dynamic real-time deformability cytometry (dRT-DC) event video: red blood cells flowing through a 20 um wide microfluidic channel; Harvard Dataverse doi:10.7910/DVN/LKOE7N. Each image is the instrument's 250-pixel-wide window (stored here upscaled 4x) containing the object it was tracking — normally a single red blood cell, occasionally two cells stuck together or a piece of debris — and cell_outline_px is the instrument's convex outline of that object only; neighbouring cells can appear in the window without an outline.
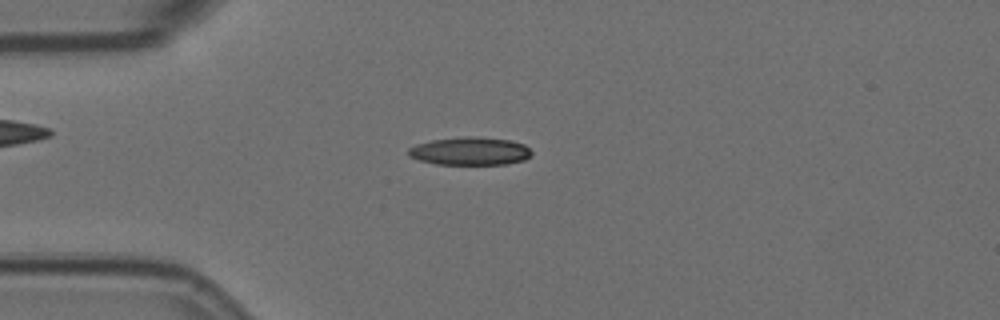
{"species": "Egyptian fruit bat (a non-hibernating species)", "species_latin": "Rousettus aegyptiacus", "temperature_condition": "room temperature", "stored_images_in_passage": 5, "camera_frame_rate_fps": 3000, "um_per_image_px": 0.085, "animal": {"sex": "female"}, "frame": {"image": 1, "passage_image": 2, "time_ms": 0.333, "image_size_px": [1000, 320], "cell_outline_px": [[532, 156], [524, 160], [504, 164], [436, 164], [420, 160], [408, 156], [408, 148], [416, 144], [432, 140], [464, 136], [508, 140], [524, 144], [532, 152]], "centroid_in_image_um": [39.94, 12.85], "position_along_channel_um": 45.1, "area_um2": 19.94}}
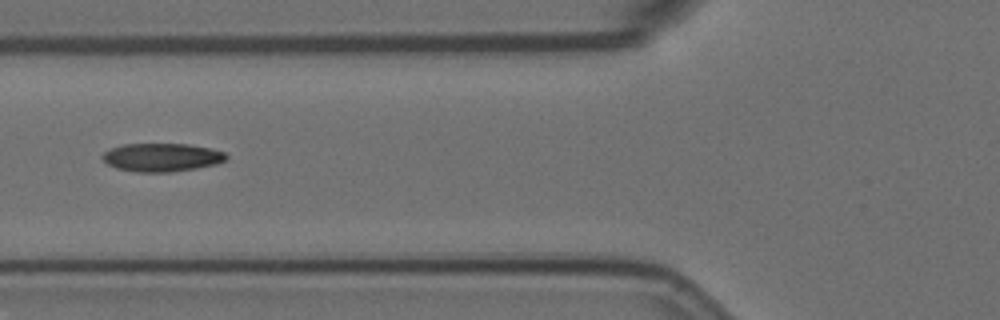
{"frame": {"image": 2, "passage_image": 4, "time_ms": 1.0, "image_size_px": [1000, 320], "cell_outline_px": [[228, 160], [216, 164], [196, 168], [172, 172], [132, 172], [116, 168], [108, 164], [100, 156], [104, 152], [112, 148], [124, 144], [188, 144], [208, 148], [224, 152], [228, 156]], "centroid_in_image_um": [13.75, 13.38], "position_along_channel_um": 112.1, "area_um2": 20.46}}
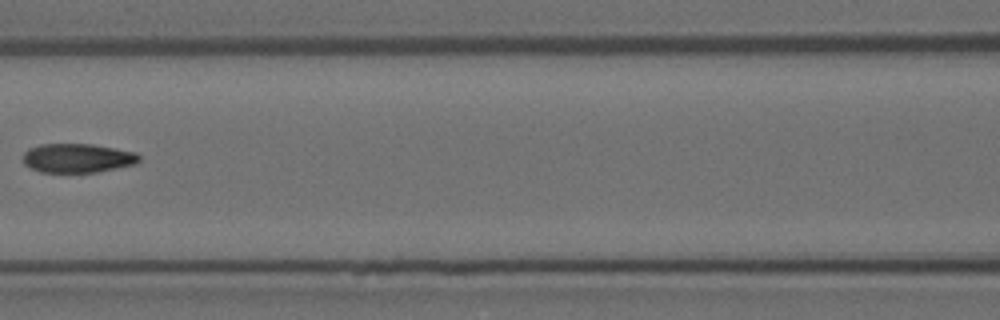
{"frame": {"image": 3, "passage_image": 5, "time_ms": 1.333, "image_size_px": [1000, 320], "cell_outline_px": [[140, 160], [136, 164], [96, 172], [40, 172], [24, 164], [24, 152], [28, 148], [40, 144], [92, 144], [116, 148], [136, 152], [140, 156]], "centroid_in_image_um": [6.6, 13.43], "position_along_channel_um": 160.0, "area_um2": 19.71}}